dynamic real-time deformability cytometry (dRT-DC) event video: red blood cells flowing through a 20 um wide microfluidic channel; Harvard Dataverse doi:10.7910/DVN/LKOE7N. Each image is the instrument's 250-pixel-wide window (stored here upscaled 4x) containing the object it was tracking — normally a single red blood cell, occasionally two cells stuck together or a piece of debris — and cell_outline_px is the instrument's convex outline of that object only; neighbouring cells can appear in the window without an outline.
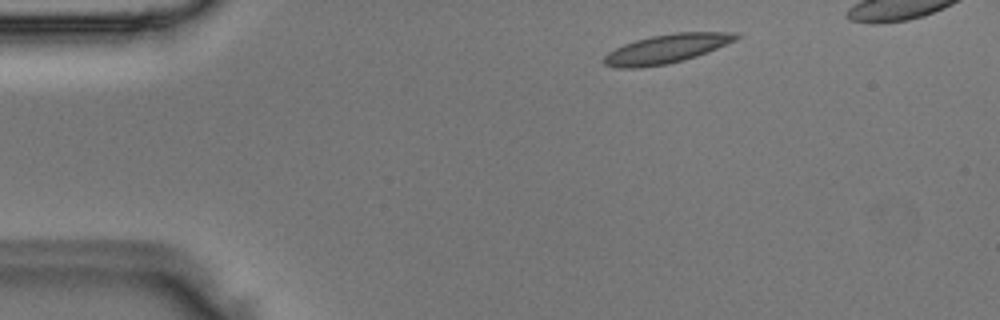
{"species": "Egyptian fruit bat (a non-hibernating species)", "species_latin": "Rousettus aegyptiacus", "temperature_condition": "room temperature", "stored_images_in_passage": 4, "camera_frame_rate_fps": 3000, "um_per_image_px": 0.085, "animal": {"sex": "male"}, "frame": {"image": 1, "passage_image": 1, "time_ms": 0.0, "image_size_px": [1000, 320], "cell_outline_px": [[740, 36], [736, 40], [708, 52], [684, 60], [668, 64], [640, 68], [620, 68], [604, 64], [604, 56], [608, 52], [624, 44], [636, 40], [652, 36], [676, 32], [740, 32]], "centroid_in_image_um": [56.68, 4.14], "position_along_channel_um": 28.3, "area_um2": 22.25}}
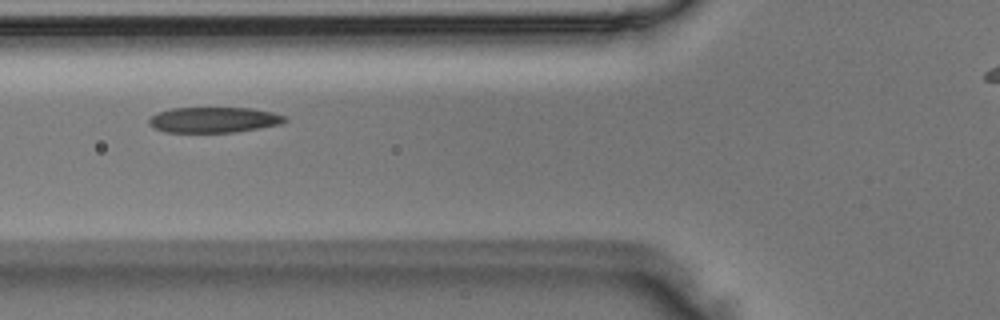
{"frame": {"image": 2, "passage_image": 4, "time_ms": 1.0, "image_size_px": [1000, 320], "cell_outline_px": [[288, 120], [280, 124], [236, 132], [164, 132], [148, 124], [148, 120], [152, 116], [160, 112], [172, 108], [248, 108], [272, 112], [288, 116]], "centroid_in_image_um": [18.2, 10.19], "position_along_channel_um": 107.6, "area_um2": 20.11}}